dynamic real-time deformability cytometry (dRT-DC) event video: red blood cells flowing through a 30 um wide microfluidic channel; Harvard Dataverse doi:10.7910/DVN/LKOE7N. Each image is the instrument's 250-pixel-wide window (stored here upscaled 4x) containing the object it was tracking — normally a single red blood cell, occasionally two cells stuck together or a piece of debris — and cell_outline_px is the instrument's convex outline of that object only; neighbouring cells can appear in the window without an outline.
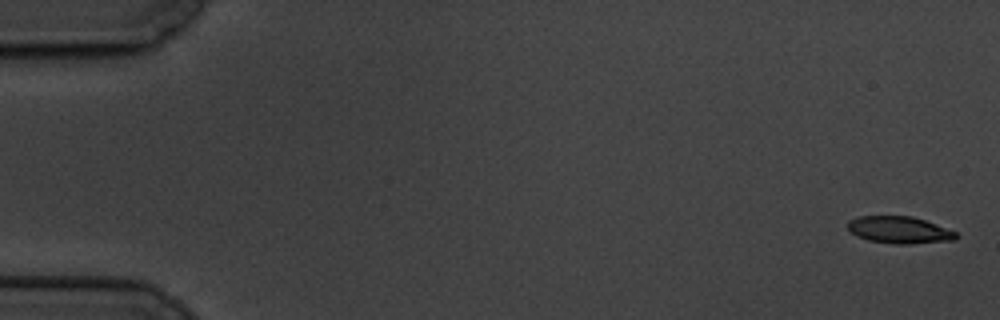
{"species": "common noctule bat (a hibernating species)", "species_latin": "Nyctalus noctula", "temperature_condition": "cold", "stored_images_in_passage": 7, "camera_frame_rate_fps": 3000, "um_per_image_px": 0.085, "animal": {"sex": "male", "body_mass_g": 19.5, "forearm_length_mm": 54.6}, "frame": {"image": 1, "passage_image": 1, "time_ms": 0.0, "image_size_px": [1000, 320], "cell_outline_px": [[960, 236], [956, 240], [912, 244], [896, 244], [868, 240], [852, 232], [848, 228], [848, 220], [860, 216], [912, 216], [936, 224], [956, 232]], "centroid_in_image_um": [76.49, 19.55], "position_along_channel_um": 8.5, "area_um2": 16.99}}
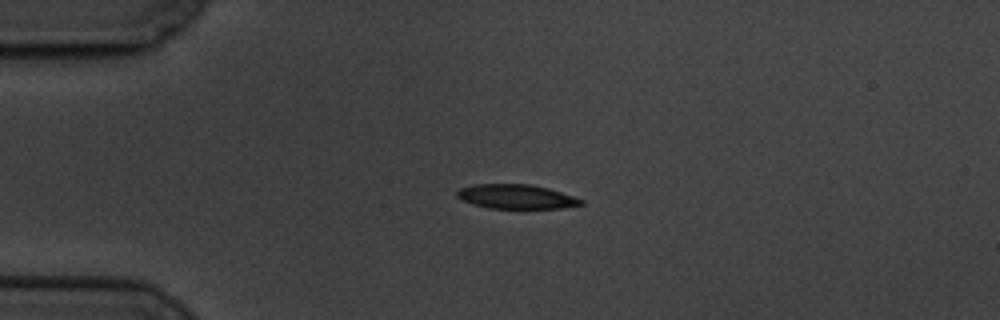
{"frame": {"image": 2, "passage_image": 5, "time_ms": 4.333, "image_size_px": [1000, 320], "cell_outline_px": [[584, 204], [564, 208], [488, 208], [472, 204], [456, 196], [456, 192], [460, 188], [472, 184], [532, 184], [548, 188], [584, 200]], "centroid_in_image_um": [43.87, 16.71], "position_along_channel_um": 41.1, "area_um2": 17.57}}
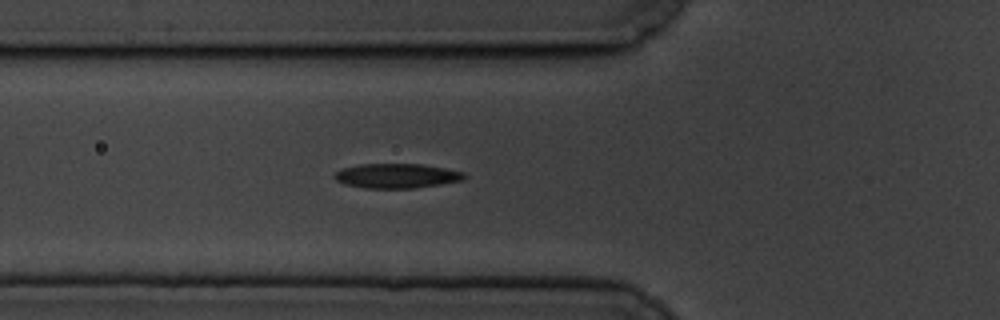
{"frame": {"image": 3, "passage_image": 7, "time_ms": 6.667, "image_size_px": [1000, 320], "cell_outline_px": [[468, 176], [464, 180], [416, 188], [364, 188], [344, 184], [336, 180], [332, 176], [340, 168], [360, 164], [420, 164], [444, 168], [464, 172]], "centroid_in_image_um": [33.7, 14.95], "position_along_channel_um": 92.1, "area_um2": 18.73}}